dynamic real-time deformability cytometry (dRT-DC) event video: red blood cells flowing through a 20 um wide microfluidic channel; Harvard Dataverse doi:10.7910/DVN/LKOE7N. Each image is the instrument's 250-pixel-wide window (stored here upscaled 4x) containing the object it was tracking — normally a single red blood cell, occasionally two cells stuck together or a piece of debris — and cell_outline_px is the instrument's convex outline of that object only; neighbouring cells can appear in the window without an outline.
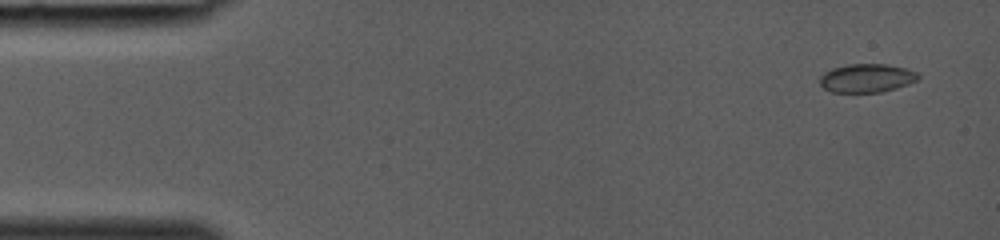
{"species": "common noctule bat (a hibernating species)", "species_latin": "Nyctalus noctula", "temperature_condition": "room temperature", "stored_images_in_passage": 35, "camera_frame_rate_fps": 3000, "um_per_image_px": 0.085, "animal": {"sex": "female", "body_mass_g": 19.0, "forearm_length_mm": 53.3}, "frame": {"image": 1, "passage_image": 1, "time_ms": 0.0, "image_size_px": [1000, 240], "cell_outline_px": [[920, 76], [916, 80], [908, 84], [896, 88], [880, 92], [832, 92], [824, 88], [820, 84], [820, 76], [824, 72], [832, 68], [848, 64], [888, 64], [904, 68], [916, 72]], "centroid_in_image_um": [73.65, 6.63], "position_along_channel_um": 11.4, "area_um2": 16.3}}
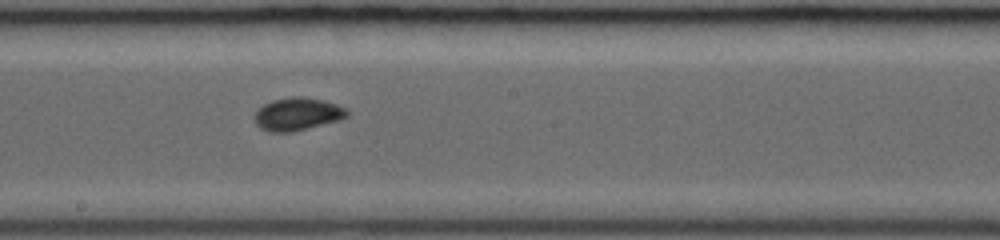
{"frame": {"image": 2, "passage_image": 20, "time_ms": 6.333, "image_size_px": [1000, 240], "cell_outline_px": [[348, 116], [340, 120], [292, 132], [268, 132], [260, 128], [256, 124], [252, 116], [264, 104], [272, 100], [292, 96], [300, 96], [324, 100], [348, 108]], "centroid_in_image_um": [25.28, 9.69], "position_along_channel_um": 222.9, "area_um2": 17.86}}
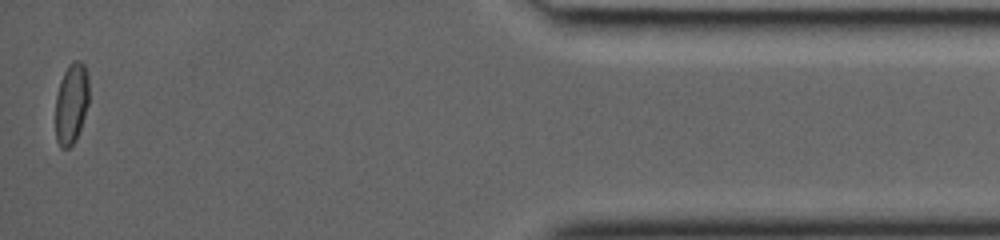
{"frame": {"image": 3, "passage_image": 35, "time_ms": 11.333, "image_size_px": [1000, 240], "cell_outline_px": [[88, 104], [76, 140], [68, 148], [60, 148], [56, 140], [56, 96], [60, 80], [68, 64], [72, 60], [80, 60], [84, 64], [88, 76]], "centroid_in_image_um": [6.06, 8.77], "position_along_channel_um": 429.1, "area_um2": 15.84}}